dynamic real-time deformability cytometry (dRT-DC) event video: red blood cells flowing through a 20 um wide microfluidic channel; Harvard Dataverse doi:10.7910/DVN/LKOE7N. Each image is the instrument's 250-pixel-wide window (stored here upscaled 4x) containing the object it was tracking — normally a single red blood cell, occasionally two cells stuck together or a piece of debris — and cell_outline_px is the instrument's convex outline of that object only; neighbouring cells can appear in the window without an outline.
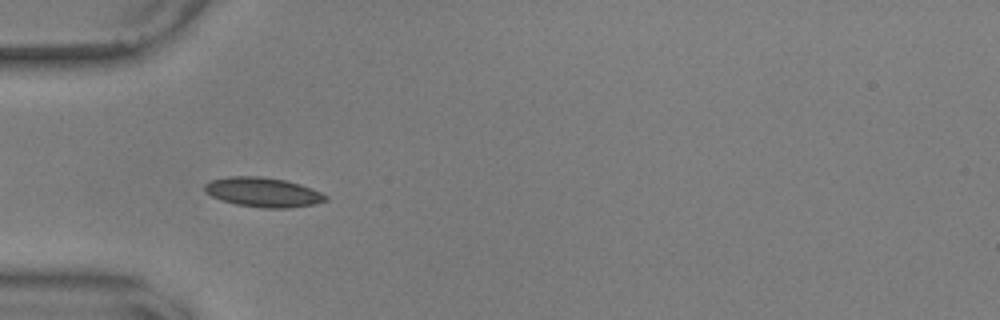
{"species": "common noctule bat (a hibernating species)", "species_latin": "Nyctalus noctula", "temperature_condition": "warm", "stored_images_in_passage": 54, "camera_frame_rate_fps": 3000, "um_per_image_px": 0.085, "animal": {"sex": "male", "body_mass_g": 17.9, "forearm_length_mm": 54.2}, "frame": {"image": 1, "passage_image": 16, "time_ms": 5.0, "image_size_px": [1000, 320], "cell_outline_px": [[328, 200], [316, 204], [288, 208], [260, 208], [236, 204], [220, 200], [204, 192], [204, 184], [212, 180], [228, 176], [260, 176], [284, 180], [300, 184], [312, 188], [328, 196]], "centroid_in_image_um": [22.36, 16.34], "position_along_channel_um": 62.6, "area_um2": 20.98}}
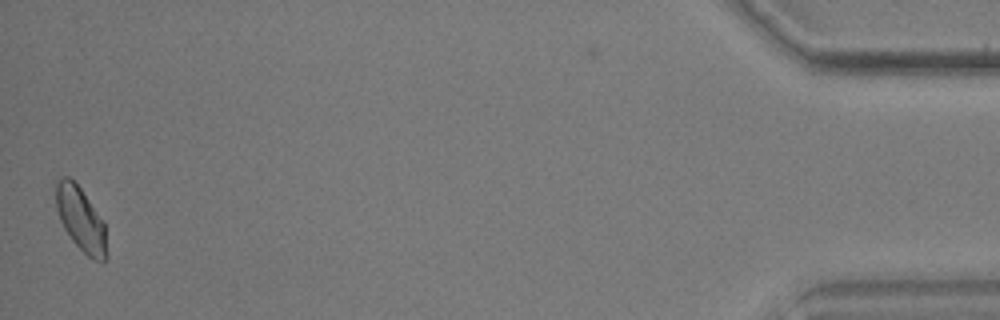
{"frame": {"image": 2, "passage_image": 54, "time_ms": 17.667, "image_size_px": [1000, 320], "cell_outline_px": [[108, 256], [104, 260], [96, 260], [88, 256], [72, 240], [64, 228], [60, 220], [56, 208], [56, 184], [60, 176], [68, 176], [80, 188], [104, 220]], "centroid_in_image_um": [6.88, 18.63], "position_along_channel_um": 428.3, "area_um2": 18.84}, "authors_computed_cell_mechanics": {"area_um2": 18.8139, "velocity_mm_per_s": 3.5885, "shape_relaxation_time_tau1_ms": 2.8574, "shape_relaxation_time_tau2_ms": 2.65, "deformation_change_tau1": 0.1212, "deformation_change_tau2": 0.0712}}